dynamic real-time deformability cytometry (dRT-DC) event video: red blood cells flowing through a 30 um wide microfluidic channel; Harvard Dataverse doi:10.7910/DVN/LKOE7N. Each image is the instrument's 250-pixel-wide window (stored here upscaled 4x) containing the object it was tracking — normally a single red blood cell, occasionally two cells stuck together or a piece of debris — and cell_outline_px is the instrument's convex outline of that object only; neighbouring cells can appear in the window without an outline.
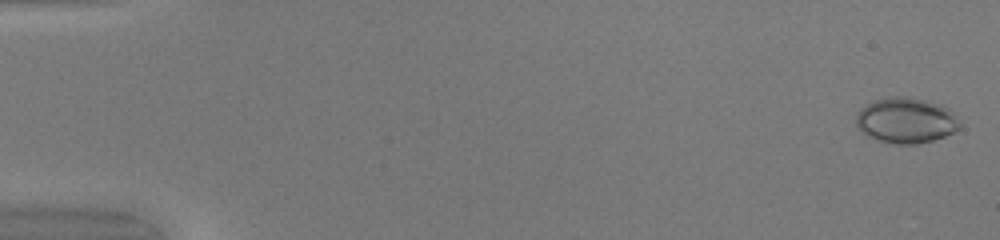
{"species": "common noctule bat (a hibernating species)", "species_latin": "Nyctalus noctula", "temperature_condition": "warm", "stored_images_in_passage": 50, "camera_frame_rate_fps": 3000, "um_per_image_px": 0.085, "animal": {"sex": "female", "body_mass_g": 20.0, "forearm_length_mm": 54.0}, "frame": {"image": 1, "passage_image": 1, "time_ms": 0.0, "image_size_px": [1000, 240], "cell_outline_px": [[960, 128], [944, 136], [932, 140], [916, 144], [896, 144], [876, 140], [868, 136], [856, 128], [856, 112], [860, 108], [872, 100], [888, 96], [908, 96], [928, 100], [940, 104], [948, 108], [960, 124]], "centroid_in_image_um": [76.95, 10.21], "position_along_channel_um": 8.1, "area_um2": 27.8}}
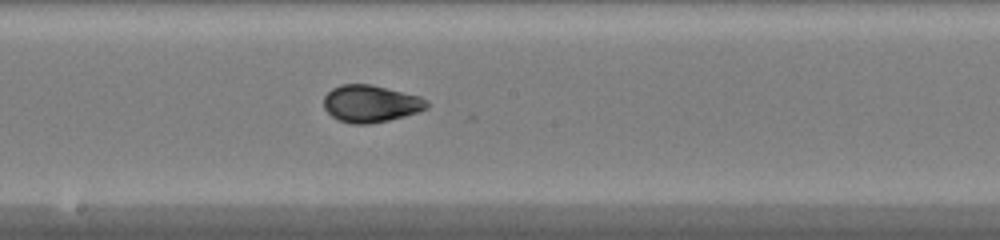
{"frame": {"image": 2, "passage_image": 28, "time_ms": 9.0, "image_size_px": [1000, 240], "cell_outline_px": [[428, 108], [404, 116], [388, 120], [368, 124], [352, 124], [336, 120], [324, 108], [324, 96], [332, 88], [340, 84], [368, 84], [420, 96], [428, 100]], "centroid_in_image_um": [31.48, 8.81], "position_along_channel_um": 216.7, "area_um2": 22.25}}
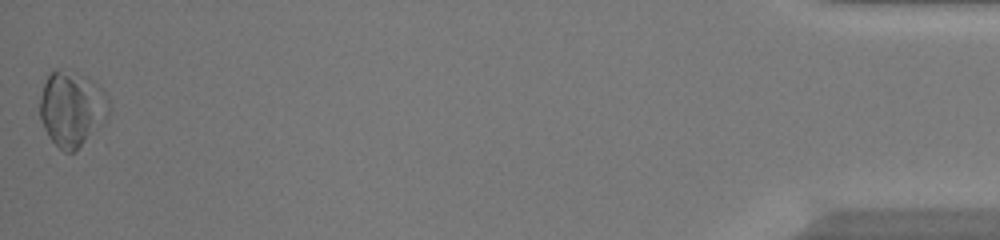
{"frame": {"image": 3, "passage_image": 50, "time_ms": 16.333, "image_size_px": [1000, 240], "cell_outline_px": [[112, 108], [108, 116], [76, 152], [64, 152], [48, 136], [40, 120], [40, 96], [44, 84], [48, 76], [56, 68], [68, 68], [92, 80], [104, 92]], "centroid_in_image_um": [6.1, 9.22], "position_along_channel_um": 429.1, "area_um2": 30.4}, "authors_computed_cell_mechanics": {"area_um2": 21.964, "velocity_mm_per_s": 4.1575, "shape_relaxation_time_tau1_ms": 2.7501, "shape_relaxation_time_tau2_ms": 1.3656, "deformation_change_tau1": 0.1085, "deformation_change_tau2": 0.0571}}